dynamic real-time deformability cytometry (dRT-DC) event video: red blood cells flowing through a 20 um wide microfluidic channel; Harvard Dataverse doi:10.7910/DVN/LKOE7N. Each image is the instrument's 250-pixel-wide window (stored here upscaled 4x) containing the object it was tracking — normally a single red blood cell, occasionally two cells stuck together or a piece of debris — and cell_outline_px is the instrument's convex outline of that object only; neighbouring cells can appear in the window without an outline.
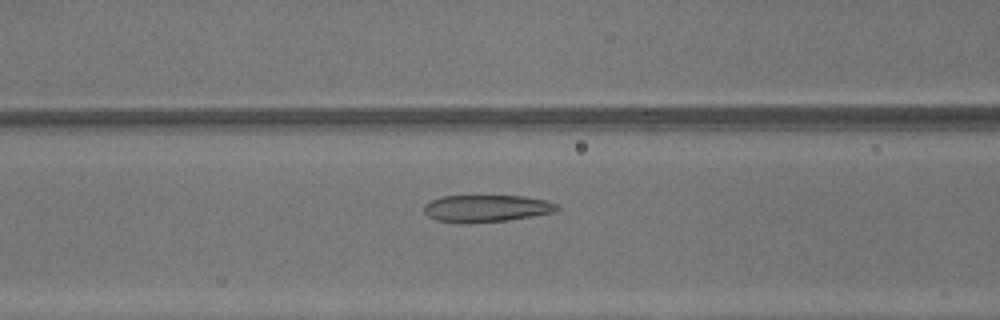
{"species": "common noctule bat (a hibernating species)", "species_latin": "Nyctalus noctula", "temperature_condition": "warm", "stored_images_in_passage": 48, "camera_frame_rate_fps": 3000, "um_per_image_px": 0.085, "animal": {"sex": "male", "body_mass_g": 13.3}, "frame": {"image": 1, "passage_image": 21, "time_ms": 6.667, "image_size_px": [1000, 320], "cell_outline_px": [[560, 208], [556, 212], [508, 220], [436, 220], [428, 216], [424, 212], [424, 204], [440, 196], [524, 196], [544, 200], [556, 204]], "centroid_in_image_um": [41.39, 17.66], "position_along_channel_um": 125.2, "area_um2": 20.06}}
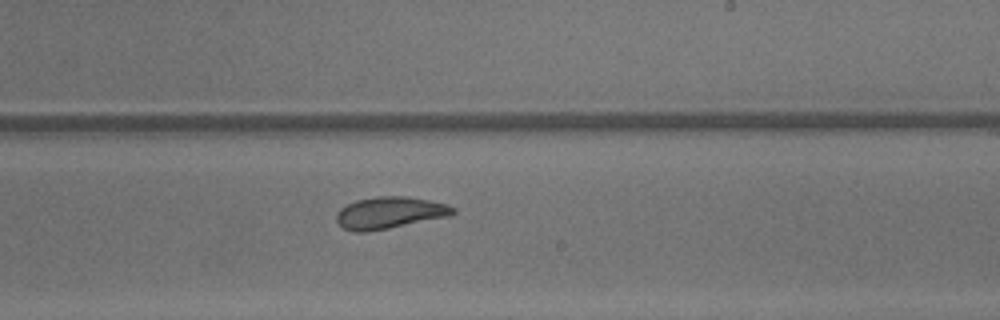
{"frame": {"image": 2, "passage_image": 30, "time_ms": 9.667, "image_size_px": [1000, 320], "cell_outline_px": [[456, 212], [448, 216], [368, 232], [352, 232], [344, 228], [336, 220], [336, 212], [340, 208], [356, 200], [376, 196], [404, 196], [428, 200], [448, 204], [456, 208]], "centroid_in_image_um": [33.1, 18.08], "position_along_channel_um": 255.9, "area_um2": 21.56}}
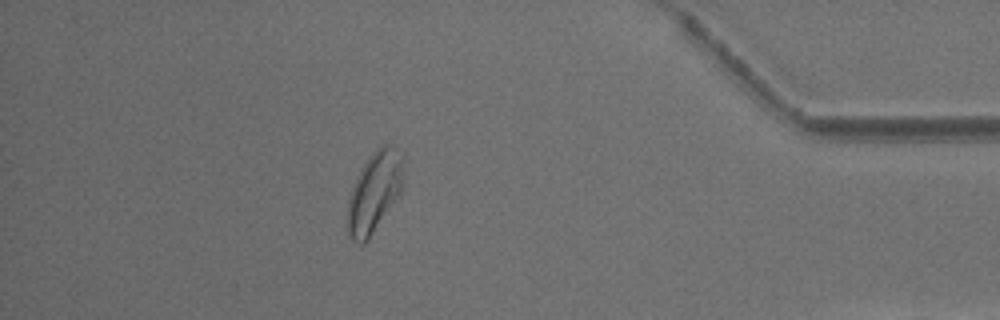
{"frame": {"image": 3, "passage_image": 43, "time_ms": 14.0, "image_size_px": [1000, 320], "cell_outline_px": [[404, 188], [368, 240], [364, 244], [356, 244], [348, 236], [348, 200], [356, 176], [368, 156], [380, 144], [392, 144], [404, 152]], "centroid_in_image_um": [31.87, 16.26], "position_along_channel_um": 403.3, "area_um2": 27.05}, "authors_computed_cell_mechanics": {"area_um2": 24.3338, "velocity_mm_per_s": 4.3684, "shape_relaxation_time_tau1_ms": 5.5129, "shape_relaxation_time_tau2_ms": 0.9505, "deformation_change_tau1": 0.175, "deformation_change_tau2": 0.0747}}